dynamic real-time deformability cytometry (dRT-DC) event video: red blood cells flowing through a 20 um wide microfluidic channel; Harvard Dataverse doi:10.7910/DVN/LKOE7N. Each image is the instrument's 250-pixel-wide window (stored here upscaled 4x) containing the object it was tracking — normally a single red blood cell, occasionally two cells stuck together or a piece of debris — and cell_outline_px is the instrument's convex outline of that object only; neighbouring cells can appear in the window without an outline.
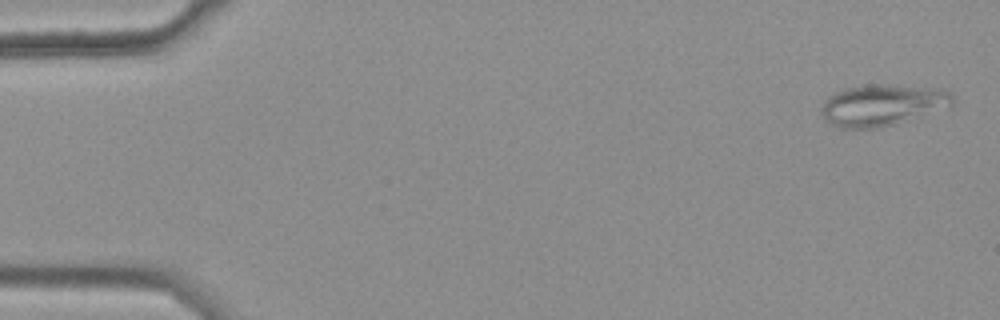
{"species": "common noctule bat (a hibernating species)", "species_latin": "Nyctalus noctula", "temperature_condition": "warm", "stored_images_in_passage": 11, "camera_frame_rate_fps": 3000, "um_per_image_px": 0.085, "animal": {"sex": "female", "body_mass_g": 25.1}, "frame": {"image": 1, "passage_image": 2, "time_ms": 0.333, "image_size_px": [1000, 320], "cell_outline_px": [[956, 100], [952, 104], [880, 128], [844, 128], [832, 124], [820, 112], [820, 108], [824, 100], [832, 92], [844, 88], [864, 84], [888, 84], [944, 88], [952, 92]], "centroid_in_image_um": [74.96, 8.88], "position_along_channel_um": 10.0, "area_um2": 31.62}}